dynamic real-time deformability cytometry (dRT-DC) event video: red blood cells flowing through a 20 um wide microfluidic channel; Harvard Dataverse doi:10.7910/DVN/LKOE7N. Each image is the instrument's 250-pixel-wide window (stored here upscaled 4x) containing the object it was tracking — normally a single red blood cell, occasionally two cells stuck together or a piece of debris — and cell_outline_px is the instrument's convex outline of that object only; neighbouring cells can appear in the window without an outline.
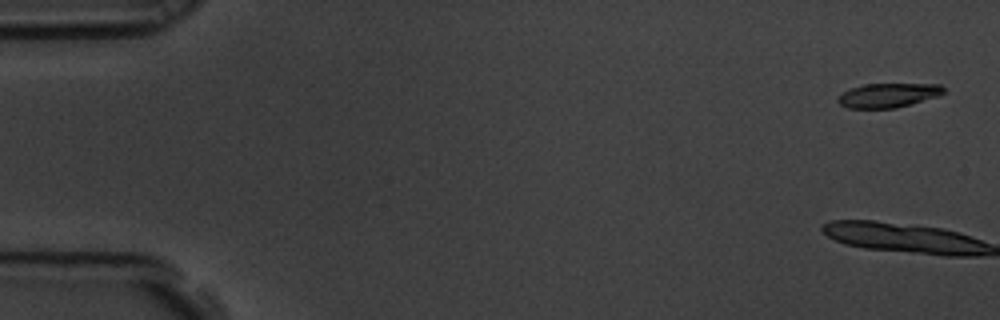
{"species": "common noctule bat (a hibernating species)", "species_latin": "Nyctalus noctula", "temperature_condition": "room temperature", "stored_images_in_passage": 6, "camera_frame_rate_fps": 3000, "um_per_image_px": 0.085, "animal": {"sex": "male", "body_mass_g": 19.5, "forearm_length_mm": 54.6}, "frame": {"image": 1, "passage_image": 1, "time_ms": 0.0, "image_size_px": [1000, 320], "cell_outline_px": [[944, 92], [940, 96], [896, 108], [848, 108], [840, 104], [836, 100], [844, 92], [852, 88], [864, 84], [940, 84], [944, 88]], "centroid_in_image_um": [75.53, 8.1], "position_along_channel_um": 9.5, "area_um2": 14.85}}